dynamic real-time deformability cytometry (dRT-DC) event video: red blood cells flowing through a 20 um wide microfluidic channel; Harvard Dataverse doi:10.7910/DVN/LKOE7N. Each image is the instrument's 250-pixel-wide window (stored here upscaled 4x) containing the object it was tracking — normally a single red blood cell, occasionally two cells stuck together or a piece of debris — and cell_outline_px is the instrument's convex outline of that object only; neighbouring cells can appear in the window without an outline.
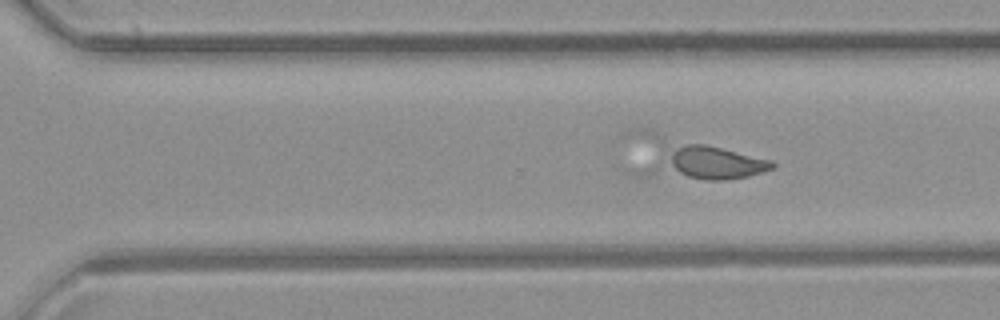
{"species": "common noctule bat (a hibernating species)", "species_latin": "Nyctalus noctula", "temperature_condition": "room temperature", "stored_images_in_passage": 50, "segment_of_instrument_passage": [2, 3], "camera_frame_rate_fps": 3000, "um_per_image_px": 0.085, "animal": {"sex": "female", "body_mass_g": 21.9}, "frame": {"image": 1, "passage_image": 33, "time_ms": 10.667, "image_size_px": [1000, 320], "cell_outline_px": [[776, 164], [772, 168], [748, 176], [724, 180], [708, 180], [636, 176], [624, 172], [624, 168], [628, 132], [632, 128], [652, 128], [772, 160]], "centroid_in_image_um": [58.34, 13.42], "position_along_channel_um": 312.3, "area_um2": 37.86}}